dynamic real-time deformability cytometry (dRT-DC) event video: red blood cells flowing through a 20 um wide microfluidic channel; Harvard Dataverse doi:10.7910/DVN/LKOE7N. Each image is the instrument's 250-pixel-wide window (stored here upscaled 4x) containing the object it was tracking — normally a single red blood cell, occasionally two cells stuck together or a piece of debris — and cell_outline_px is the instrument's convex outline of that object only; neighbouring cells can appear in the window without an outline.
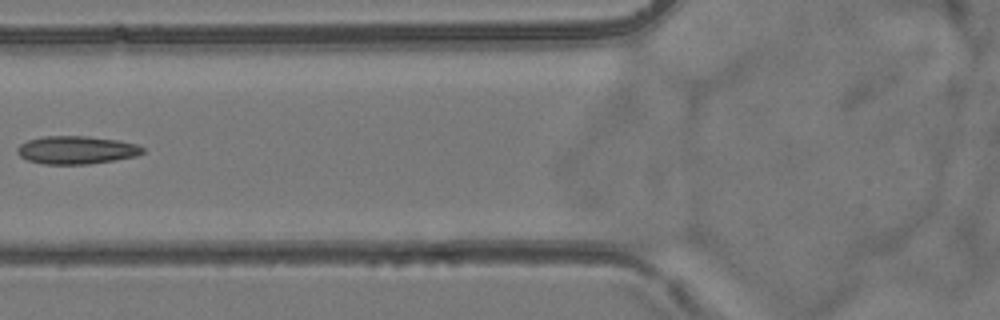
{"species": "common noctule bat (a hibernating species)", "species_latin": "Nyctalus noctula", "temperature_condition": "room temperature", "stored_images_in_passage": 6, "camera_frame_rate_fps": 3000, "um_per_image_px": 0.085, "animal": {"sex": "female", "body_mass_g": 24.6, "forearm_length_mm": 56.2}, "frame": {"image": 1, "passage_image": 5, "time_ms": 5.667, "image_size_px": [1000, 320], "cell_outline_px": [[144, 152], [136, 156], [88, 164], [44, 164], [28, 160], [20, 156], [16, 152], [16, 148], [20, 144], [28, 140], [44, 136], [88, 136], [120, 140], [136, 144], [144, 148]], "centroid_in_image_um": [6.48, 12.74], "position_along_channel_um": 119.3, "area_um2": 20.46}}
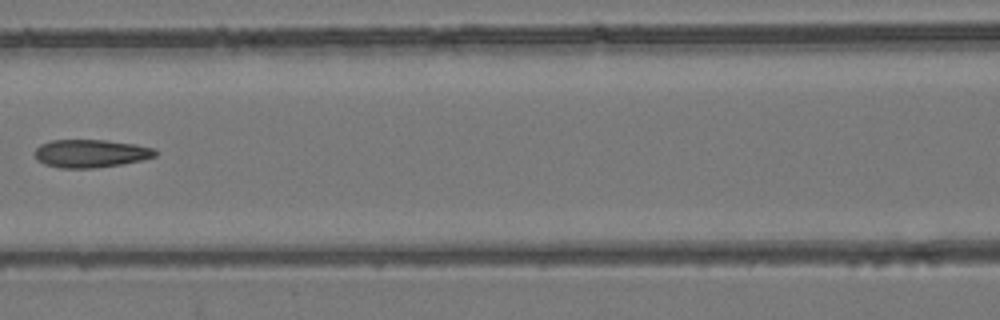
{"frame": {"image": 2, "passage_image": 6, "time_ms": 6.667, "image_size_px": [1000, 320], "cell_outline_px": [[160, 152], [156, 156], [140, 160], [120, 164], [92, 168], [60, 168], [44, 164], [32, 152], [40, 144], [52, 140], [104, 140], [136, 144], [156, 148]], "centroid_in_image_um": [7.73, 13.03], "position_along_channel_um": 158.9, "area_um2": 19.71}}